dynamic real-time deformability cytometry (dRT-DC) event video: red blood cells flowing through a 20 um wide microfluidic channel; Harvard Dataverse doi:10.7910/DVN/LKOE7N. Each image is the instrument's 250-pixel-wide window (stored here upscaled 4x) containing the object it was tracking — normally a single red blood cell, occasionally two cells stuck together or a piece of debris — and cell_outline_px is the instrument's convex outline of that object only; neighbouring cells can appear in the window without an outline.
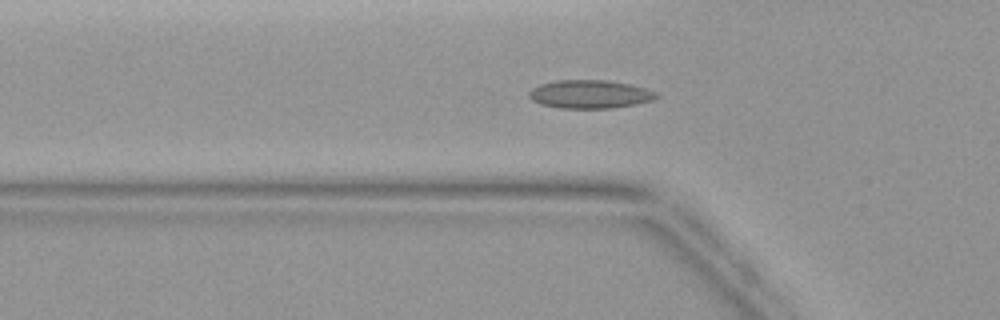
{"species": "common noctule bat (a hibernating species)", "species_latin": "Nyctalus noctula", "temperature_condition": "warm", "stored_images_in_passage": 45, "camera_frame_rate_fps": 3000, "um_per_image_px": 0.085, "animal": {"sex": "female", "body_mass_g": 19.9}, "frame": {"image": 1, "passage_image": 15, "time_ms": 4.667, "image_size_px": [1000, 320], "cell_outline_px": [[660, 96], [652, 100], [636, 104], [612, 108], [560, 108], [540, 104], [532, 100], [528, 96], [528, 92], [532, 88], [540, 84], [556, 80], [608, 80], [628, 84], [644, 88], [656, 92]], "centroid_in_image_um": [50.11, 8.01], "position_along_channel_um": 75.7, "area_um2": 21.04}}
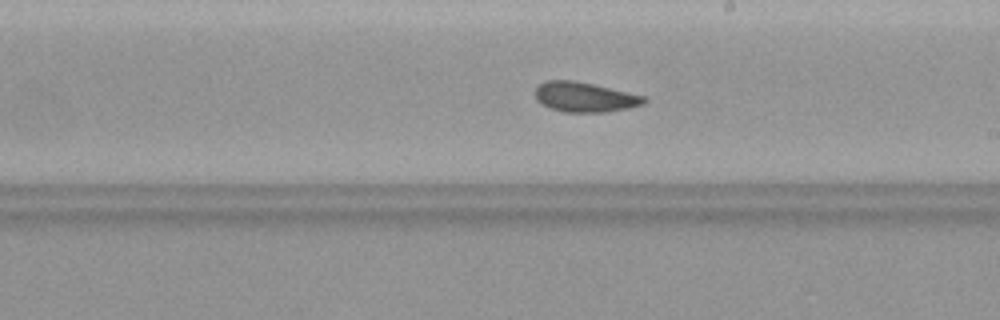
{"frame": {"image": 2, "passage_image": 26, "time_ms": 8.333, "image_size_px": [1000, 320], "cell_outline_px": [[648, 100], [644, 104], [628, 108], [604, 112], [564, 112], [548, 108], [540, 104], [536, 100], [536, 84], [544, 80], [572, 80], [592, 84], [628, 92], [644, 96]], "centroid_in_image_um": [49.65, 8.25], "position_along_channel_um": 239.4, "area_um2": 19.07}}
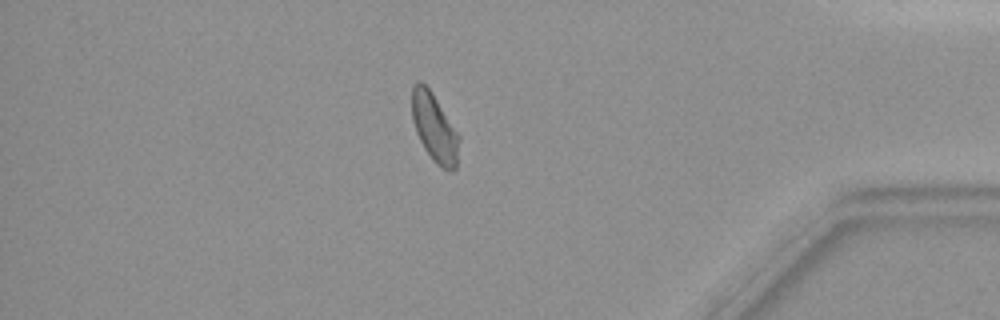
{"frame": {"image": 3, "passage_image": 39, "time_ms": 12.667, "image_size_px": [1000, 320], "cell_outline_px": [[460, 140], [456, 168], [452, 172], [448, 172], [436, 164], [432, 160], [424, 148], [416, 132], [412, 120], [412, 88], [420, 80], [432, 92], [460, 136]], "centroid_in_image_um": [36.94, 10.91], "position_along_channel_um": 398.3, "area_um2": 18.84}}